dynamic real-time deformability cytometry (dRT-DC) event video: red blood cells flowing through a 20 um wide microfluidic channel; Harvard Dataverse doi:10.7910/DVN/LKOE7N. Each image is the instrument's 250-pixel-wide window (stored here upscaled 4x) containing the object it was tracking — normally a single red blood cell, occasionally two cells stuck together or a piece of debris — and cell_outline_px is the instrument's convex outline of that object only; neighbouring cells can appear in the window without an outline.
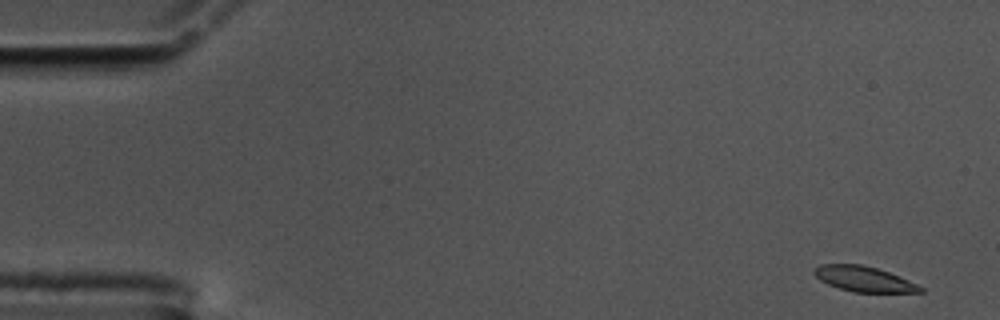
{"species": "common noctule bat (a hibernating species)", "species_latin": "Nyctalus noctula", "temperature_condition": "cold", "stored_images_in_passage": 57, "camera_frame_rate_fps": 3000, "um_per_image_px": 0.085, "animal": {"sex": "male", "body_mass_g": 17.5, "forearm_length_mm": 52.3}, "frame": {"image": 1, "passage_image": 1, "time_ms": 0.0, "image_size_px": [1000, 320], "cell_outline_px": [[924, 292], [852, 292], [828, 284], [820, 280], [812, 272], [812, 268], [820, 264], [864, 264], [888, 272], [916, 284], [924, 288]], "centroid_in_image_um": [73.37, 23.7], "position_along_channel_um": 11.6, "area_um2": 15.55}}
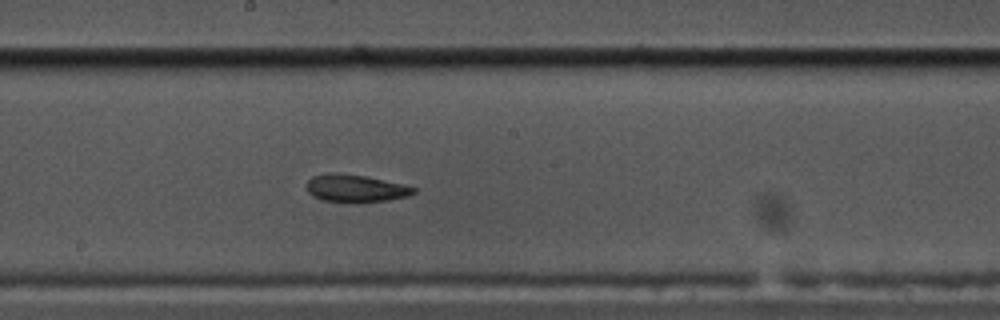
{"frame": {"image": 2, "passage_image": 30, "time_ms": 9.667, "image_size_px": [1000, 320], "cell_outline_px": [[416, 192], [408, 196], [388, 200], [352, 204], [348, 204], [320, 200], [312, 196], [308, 192], [304, 184], [312, 176], [328, 172], [336, 172], [364, 176], [404, 184], [416, 188]], "centroid_in_image_um": [30.16, 16.03], "position_along_channel_um": 218.0, "area_um2": 17.8}}
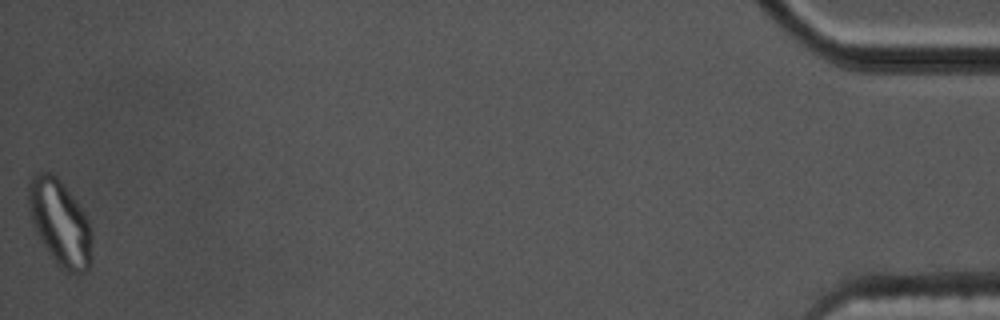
{"frame": {"image": 3, "passage_image": 57, "time_ms": 18.667, "image_size_px": [1000, 320], "cell_outline_px": [[92, 264], [84, 272], [64, 272], [56, 264], [48, 252], [36, 232], [32, 224], [28, 208], [28, 184], [32, 176], [36, 172], [52, 172], [64, 184], [76, 200], [84, 212], [92, 228]], "centroid_in_image_um": [5.11, 18.94], "position_along_channel_um": 430.1, "area_um2": 32.19}, "authors_computed_cell_mechanics": {"area_um2": 17.34, "velocity_mm_per_s": 3.4259, "shape_relaxation_time_tau1_ms": null, "shape_relaxation_time_tau2_ms": 4.1623, "deformation_change_tau1": null, "deformation_change_tau2": 0.0989}}